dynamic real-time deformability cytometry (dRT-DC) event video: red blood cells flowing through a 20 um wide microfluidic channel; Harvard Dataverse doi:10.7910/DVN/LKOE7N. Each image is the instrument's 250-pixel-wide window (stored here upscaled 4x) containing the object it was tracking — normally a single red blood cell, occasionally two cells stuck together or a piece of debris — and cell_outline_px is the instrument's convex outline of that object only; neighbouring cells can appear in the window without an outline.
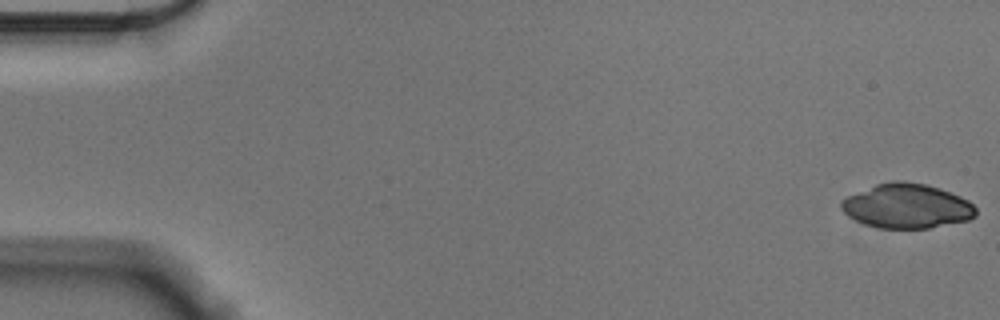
{"species": "Egyptian fruit bat (a non-hibernating species)", "species_latin": "Rousettus aegyptiacus", "temperature_condition": "cold", "stored_images_in_passage": 56, "camera_frame_rate_fps": 3000, "um_per_image_px": 0.085, "animal": {"sex": "male"}, "frame": {"image": 1, "passage_image": 1, "time_ms": 0.0, "image_size_px": [1000, 320], "cell_outline_px": [[976, 216], [968, 220], [928, 228], [876, 228], [864, 224], [848, 216], [840, 208], [840, 200], [848, 196], [876, 184], [892, 180], [904, 180], [924, 184], [940, 188], [960, 196], [968, 200], [976, 208]], "centroid_in_image_um": [77.07, 17.51], "position_along_channel_um": 7.9, "area_um2": 34.97}}